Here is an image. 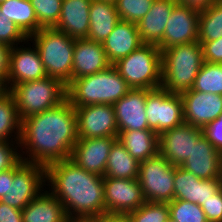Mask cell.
<instances>
[{"label":"cell","instance_id":"1","mask_svg":"<svg viewBox=\"0 0 222 222\" xmlns=\"http://www.w3.org/2000/svg\"><path fill=\"white\" fill-rule=\"evenodd\" d=\"M77 140L76 112L68 99L21 120L19 148L25 162L46 167L70 159Z\"/></svg>","mask_w":222,"mask_h":222},{"label":"cell","instance_id":"2","mask_svg":"<svg viewBox=\"0 0 222 222\" xmlns=\"http://www.w3.org/2000/svg\"><path fill=\"white\" fill-rule=\"evenodd\" d=\"M46 183L48 190L64 206L70 220L107 215L104 177L82 169L71 159L47 165Z\"/></svg>","mask_w":222,"mask_h":222},{"label":"cell","instance_id":"3","mask_svg":"<svg viewBox=\"0 0 222 222\" xmlns=\"http://www.w3.org/2000/svg\"><path fill=\"white\" fill-rule=\"evenodd\" d=\"M132 88L114 65L101 72L73 79L67 85V99L74 108L95 104H114Z\"/></svg>","mask_w":222,"mask_h":222},{"label":"cell","instance_id":"4","mask_svg":"<svg viewBox=\"0 0 222 222\" xmlns=\"http://www.w3.org/2000/svg\"><path fill=\"white\" fill-rule=\"evenodd\" d=\"M203 64L202 46L198 41L164 49L161 51V87L176 94L190 90Z\"/></svg>","mask_w":222,"mask_h":222},{"label":"cell","instance_id":"5","mask_svg":"<svg viewBox=\"0 0 222 222\" xmlns=\"http://www.w3.org/2000/svg\"><path fill=\"white\" fill-rule=\"evenodd\" d=\"M28 39L37 47L47 76L59 79L67 86L72 81L76 39L55 28H41Z\"/></svg>","mask_w":222,"mask_h":222},{"label":"cell","instance_id":"6","mask_svg":"<svg viewBox=\"0 0 222 222\" xmlns=\"http://www.w3.org/2000/svg\"><path fill=\"white\" fill-rule=\"evenodd\" d=\"M20 120L58 106L67 99V86L59 79H42L16 84L9 89Z\"/></svg>","mask_w":222,"mask_h":222},{"label":"cell","instance_id":"7","mask_svg":"<svg viewBox=\"0 0 222 222\" xmlns=\"http://www.w3.org/2000/svg\"><path fill=\"white\" fill-rule=\"evenodd\" d=\"M113 65L131 88L161 87V50L157 45L143 43Z\"/></svg>","mask_w":222,"mask_h":222},{"label":"cell","instance_id":"8","mask_svg":"<svg viewBox=\"0 0 222 222\" xmlns=\"http://www.w3.org/2000/svg\"><path fill=\"white\" fill-rule=\"evenodd\" d=\"M176 166L158 154L140 162L138 180L146 201L169 203L174 200Z\"/></svg>","mask_w":222,"mask_h":222},{"label":"cell","instance_id":"9","mask_svg":"<svg viewBox=\"0 0 222 222\" xmlns=\"http://www.w3.org/2000/svg\"><path fill=\"white\" fill-rule=\"evenodd\" d=\"M46 188V167L23 159L13 168V181H9L7 195L0 201L22 210Z\"/></svg>","mask_w":222,"mask_h":222},{"label":"cell","instance_id":"10","mask_svg":"<svg viewBox=\"0 0 222 222\" xmlns=\"http://www.w3.org/2000/svg\"><path fill=\"white\" fill-rule=\"evenodd\" d=\"M145 112L149 129L157 135L184 123L181 94L162 87L147 89Z\"/></svg>","mask_w":222,"mask_h":222},{"label":"cell","instance_id":"11","mask_svg":"<svg viewBox=\"0 0 222 222\" xmlns=\"http://www.w3.org/2000/svg\"><path fill=\"white\" fill-rule=\"evenodd\" d=\"M104 202L107 215H125L138 209L146 200L136 179L104 177Z\"/></svg>","mask_w":222,"mask_h":222},{"label":"cell","instance_id":"12","mask_svg":"<svg viewBox=\"0 0 222 222\" xmlns=\"http://www.w3.org/2000/svg\"><path fill=\"white\" fill-rule=\"evenodd\" d=\"M78 139L118 137L115 109L112 104L75 108Z\"/></svg>","mask_w":222,"mask_h":222},{"label":"cell","instance_id":"13","mask_svg":"<svg viewBox=\"0 0 222 222\" xmlns=\"http://www.w3.org/2000/svg\"><path fill=\"white\" fill-rule=\"evenodd\" d=\"M32 46L25 47L24 44ZM27 39L23 45L10 47L7 86L42 79L47 76L40 54L33 42ZM32 47V48H31Z\"/></svg>","mask_w":222,"mask_h":222},{"label":"cell","instance_id":"14","mask_svg":"<svg viewBox=\"0 0 222 222\" xmlns=\"http://www.w3.org/2000/svg\"><path fill=\"white\" fill-rule=\"evenodd\" d=\"M204 135L203 129L183 123L159 135V154L174 166H181L193 150V143Z\"/></svg>","mask_w":222,"mask_h":222},{"label":"cell","instance_id":"15","mask_svg":"<svg viewBox=\"0 0 222 222\" xmlns=\"http://www.w3.org/2000/svg\"><path fill=\"white\" fill-rule=\"evenodd\" d=\"M200 11L177 3L168 19L162 41L157 47H169L198 41Z\"/></svg>","mask_w":222,"mask_h":222},{"label":"cell","instance_id":"16","mask_svg":"<svg viewBox=\"0 0 222 222\" xmlns=\"http://www.w3.org/2000/svg\"><path fill=\"white\" fill-rule=\"evenodd\" d=\"M184 122L204 129L222 115V95L187 90L181 93Z\"/></svg>","mask_w":222,"mask_h":222},{"label":"cell","instance_id":"17","mask_svg":"<svg viewBox=\"0 0 222 222\" xmlns=\"http://www.w3.org/2000/svg\"><path fill=\"white\" fill-rule=\"evenodd\" d=\"M117 139L118 137L78 139L70 159L82 169L104 177L111 147Z\"/></svg>","mask_w":222,"mask_h":222},{"label":"cell","instance_id":"18","mask_svg":"<svg viewBox=\"0 0 222 222\" xmlns=\"http://www.w3.org/2000/svg\"><path fill=\"white\" fill-rule=\"evenodd\" d=\"M147 89L132 88L113 104L118 134L127 130L149 129L145 112Z\"/></svg>","mask_w":222,"mask_h":222},{"label":"cell","instance_id":"19","mask_svg":"<svg viewBox=\"0 0 222 222\" xmlns=\"http://www.w3.org/2000/svg\"><path fill=\"white\" fill-rule=\"evenodd\" d=\"M220 190L219 179H201L180 166L174 172V199L201 204Z\"/></svg>","mask_w":222,"mask_h":222},{"label":"cell","instance_id":"20","mask_svg":"<svg viewBox=\"0 0 222 222\" xmlns=\"http://www.w3.org/2000/svg\"><path fill=\"white\" fill-rule=\"evenodd\" d=\"M222 153L203 135L193 143L190 157L180 166L201 179H219Z\"/></svg>","mask_w":222,"mask_h":222},{"label":"cell","instance_id":"21","mask_svg":"<svg viewBox=\"0 0 222 222\" xmlns=\"http://www.w3.org/2000/svg\"><path fill=\"white\" fill-rule=\"evenodd\" d=\"M110 65L102 43L87 38L75 40L72 80L101 72Z\"/></svg>","mask_w":222,"mask_h":222},{"label":"cell","instance_id":"22","mask_svg":"<svg viewBox=\"0 0 222 222\" xmlns=\"http://www.w3.org/2000/svg\"><path fill=\"white\" fill-rule=\"evenodd\" d=\"M92 0H63L60 18L53 27L74 39L87 38Z\"/></svg>","mask_w":222,"mask_h":222},{"label":"cell","instance_id":"23","mask_svg":"<svg viewBox=\"0 0 222 222\" xmlns=\"http://www.w3.org/2000/svg\"><path fill=\"white\" fill-rule=\"evenodd\" d=\"M177 0H155L147 14L137 23L142 43L158 45Z\"/></svg>","mask_w":222,"mask_h":222},{"label":"cell","instance_id":"24","mask_svg":"<svg viewBox=\"0 0 222 222\" xmlns=\"http://www.w3.org/2000/svg\"><path fill=\"white\" fill-rule=\"evenodd\" d=\"M142 44L137 24L123 20L116 24L113 31L102 43L112 65L135 51Z\"/></svg>","mask_w":222,"mask_h":222},{"label":"cell","instance_id":"25","mask_svg":"<svg viewBox=\"0 0 222 222\" xmlns=\"http://www.w3.org/2000/svg\"><path fill=\"white\" fill-rule=\"evenodd\" d=\"M44 190L22 209L23 222H68L64 206L50 191Z\"/></svg>","mask_w":222,"mask_h":222},{"label":"cell","instance_id":"26","mask_svg":"<svg viewBox=\"0 0 222 222\" xmlns=\"http://www.w3.org/2000/svg\"><path fill=\"white\" fill-rule=\"evenodd\" d=\"M89 32L87 39L103 43L120 21L116 5L113 3L92 0L89 9Z\"/></svg>","mask_w":222,"mask_h":222},{"label":"cell","instance_id":"27","mask_svg":"<svg viewBox=\"0 0 222 222\" xmlns=\"http://www.w3.org/2000/svg\"><path fill=\"white\" fill-rule=\"evenodd\" d=\"M118 140L138 162L159 154V135L151 129L121 131Z\"/></svg>","mask_w":222,"mask_h":222},{"label":"cell","instance_id":"28","mask_svg":"<svg viewBox=\"0 0 222 222\" xmlns=\"http://www.w3.org/2000/svg\"><path fill=\"white\" fill-rule=\"evenodd\" d=\"M139 165L124 145L117 139L110 150L104 177L116 179H136L139 175Z\"/></svg>","mask_w":222,"mask_h":222},{"label":"cell","instance_id":"29","mask_svg":"<svg viewBox=\"0 0 222 222\" xmlns=\"http://www.w3.org/2000/svg\"><path fill=\"white\" fill-rule=\"evenodd\" d=\"M0 12L27 36L38 32L42 27L39 25L34 8L30 0H5L0 2Z\"/></svg>","mask_w":222,"mask_h":222},{"label":"cell","instance_id":"30","mask_svg":"<svg viewBox=\"0 0 222 222\" xmlns=\"http://www.w3.org/2000/svg\"><path fill=\"white\" fill-rule=\"evenodd\" d=\"M20 132L21 120L16 103L8 92L0 98V141H19Z\"/></svg>","mask_w":222,"mask_h":222},{"label":"cell","instance_id":"31","mask_svg":"<svg viewBox=\"0 0 222 222\" xmlns=\"http://www.w3.org/2000/svg\"><path fill=\"white\" fill-rule=\"evenodd\" d=\"M222 37V0L200 11L198 42L217 40Z\"/></svg>","mask_w":222,"mask_h":222},{"label":"cell","instance_id":"32","mask_svg":"<svg viewBox=\"0 0 222 222\" xmlns=\"http://www.w3.org/2000/svg\"><path fill=\"white\" fill-rule=\"evenodd\" d=\"M191 90L222 95V64L204 62Z\"/></svg>","mask_w":222,"mask_h":222},{"label":"cell","instance_id":"33","mask_svg":"<svg viewBox=\"0 0 222 222\" xmlns=\"http://www.w3.org/2000/svg\"><path fill=\"white\" fill-rule=\"evenodd\" d=\"M169 217L177 222H208L202 208L189 201L177 200L168 203Z\"/></svg>","mask_w":222,"mask_h":222},{"label":"cell","instance_id":"34","mask_svg":"<svg viewBox=\"0 0 222 222\" xmlns=\"http://www.w3.org/2000/svg\"><path fill=\"white\" fill-rule=\"evenodd\" d=\"M63 0H30L42 28H53L61 14Z\"/></svg>","mask_w":222,"mask_h":222},{"label":"cell","instance_id":"35","mask_svg":"<svg viewBox=\"0 0 222 222\" xmlns=\"http://www.w3.org/2000/svg\"><path fill=\"white\" fill-rule=\"evenodd\" d=\"M127 216L131 222H165L169 218L168 203L146 201Z\"/></svg>","mask_w":222,"mask_h":222},{"label":"cell","instance_id":"36","mask_svg":"<svg viewBox=\"0 0 222 222\" xmlns=\"http://www.w3.org/2000/svg\"><path fill=\"white\" fill-rule=\"evenodd\" d=\"M155 0H117L116 10L120 20L137 24L150 10Z\"/></svg>","mask_w":222,"mask_h":222},{"label":"cell","instance_id":"37","mask_svg":"<svg viewBox=\"0 0 222 222\" xmlns=\"http://www.w3.org/2000/svg\"><path fill=\"white\" fill-rule=\"evenodd\" d=\"M28 37L16 26L14 22L0 12V43L14 47L25 42Z\"/></svg>","mask_w":222,"mask_h":222},{"label":"cell","instance_id":"38","mask_svg":"<svg viewBox=\"0 0 222 222\" xmlns=\"http://www.w3.org/2000/svg\"><path fill=\"white\" fill-rule=\"evenodd\" d=\"M19 147V141H0V172L14 168L22 160Z\"/></svg>","mask_w":222,"mask_h":222},{"label":"cell","instance_id":"39","mask_svg":"<svg viewBox=\"0 0 222 222\" xmlns=\"http://www.w3.org/2000/svg\"><path fill=\"white\" fill-rule=\"evenodd\" d=\"M208 222H222V191L219 190L215 195L201 204Z\"/></svg>","mask_w":222,"mask_h":222},{"label":"cell","instance_id":"40","mask_svg":"<svg viewBox=\"0 0 222 222\" xmlns=\"http://www.w3.org/2000/svg\"><path fill=\"white\" fill-rule=\"evenodd\" d=\"M204 62L222 64V37L201 43Z\"/></svg>","mask_w":222,"mask_h":222},{"label":"cell","instance_id":"41","mask_svg":"<svg viewBox=\"0 0 222 222\" xmlns=\"http://www.w3.org/2000/svg\"><path fill=\"white\" fill-rule=\"evenodd\" d=\"M203 132L208 141L222 153V115L208 124Z\"/></svg>","mask_w":222,"mask_h":222},{"label":"cell","instance_id":"42","mask_svg":"<svg viewBox=\"0 0 222 222\" xmlns=\"http://www.w3.org/2000/svg\"><path fill=\"white\" fill-rule=\"evenodd\" d=\"M21 211L0 201V222H23Z\"/></svg>","mask_w":222,"mask_h":222},{"label":"cell","instance_id":"43","mask_svg":"<svg viewBox=\"0 0 222 222\" xmlns=\"http://www.w3.org/2000/svg\"><path fill=\"white\" fill-rule=\"evenodd\" d=\"M10 47L0 43V78L7 83Z\"/></svg>","mask_w":222,"mask_h":222},{"label":"cell","instance_id":"44","mask_svg":"<svg viewBox=\"0 0 222 222\" xmlns=\"http://www.w3.org/2000/svg\"><path fill=\"white\" fill-rule=\"evenodd\" d=\"M216 1L218 0H177L179 4L188 6L197 11H204Z\"/></svg>","mask_w":222,"mask_h":222},{"label":"cell","instance_id":"45","mask_svg":"<svg viewBox=\"0 0 222 222\" xmlns=\"http://www.w3.org/2000/svg\"><path fill=\"white\" fill-rule=\"evenodd\" d=\"M9 181H13V168L0 172V199L7 195Z\"/></svg>","mask_w":222,"mask_h":222},{"label":"cell","instance_id":"46","mask_svg":"<svg viewBox=\"0 0 222 222\" xmlns=\"http://www.w3.org/2000/svg\"><path fill=\"white\" fill-rule=\"evenodd\" d=\"M102 222H131V220L125 215H104Z\"/></svg>","mask_w":222,"mask_h":222},{"label":"cell","instance_id":"47","mask_svg":"<svg viewBox=\"0 0 222 222\" xmlns=\"http://www.w3.org/2000/svg\"><path fill=\"white\" fill-rule=\"evenodd\" d=\"M9 92L7 83L0 78V98H2L4 95H6Z\"/></svg>","mask_w":222,"mask_h":222},{"label":"cell","instance_id":"48","mask_svg":"<svg viewBox=\"0 0 222 222\" xmlns=\"http://www.w3.org/2000/svg\"><path fill=\"white\" fill-rule=\"evenodd\" d=\"M82 222H102V217H100V218H82Z\"/></svg>","mask_w":222,"mask_h":222},{"label":"cell","instance_id":"49","mask_svg":"<svg viewBox=\"0 0 222 222\" xmlns=\"http://www.w3.org/2000/svg\"><path fill=\"white\" fill-rule=\"evenodd\" d=\"M219 184H220V190L222 191V165H221V171L219 175Z\"/></svg>","mask_w":222,"mask_h":222},{"label":"cell","instance_id":"50","mask_svg":"<svg viewBox=\"0 0 222 222\" xmlns=\"http://www.w3.org/2000/svg\"><path fill=\"white\" fill-rule=\"evenodd\" d=\"M99 1L113 3V4H116V2H117V0H99Z\"/></svg>","mask_w":222,"mask_h":222},{"label":"cell","instance_id":"51","mask_svg":"<svg viewBox=\"0 0 222 222\" xmlns=\"http://www.w3.org/2000/svg\"><path fill=\"white\" fill-rule=\"evenodd\" d=\"M68 222H82V218L69 220Z\"/></svg>","mask_w":222,"mask_h":222},{"label":"cell","instance_id":"52","mask_svg":"<svg viewBox=\"0 0 222 222\" xmlns=\"http://www.w3.org/2000/svg\"><path fill=\"white\" fill-rule=\"evenodd\" d=\"M165 222H177V221H175V220H173L172 218H168Z\"/></svg>","mask_w":222,"mask_h":222}]
</instances>
